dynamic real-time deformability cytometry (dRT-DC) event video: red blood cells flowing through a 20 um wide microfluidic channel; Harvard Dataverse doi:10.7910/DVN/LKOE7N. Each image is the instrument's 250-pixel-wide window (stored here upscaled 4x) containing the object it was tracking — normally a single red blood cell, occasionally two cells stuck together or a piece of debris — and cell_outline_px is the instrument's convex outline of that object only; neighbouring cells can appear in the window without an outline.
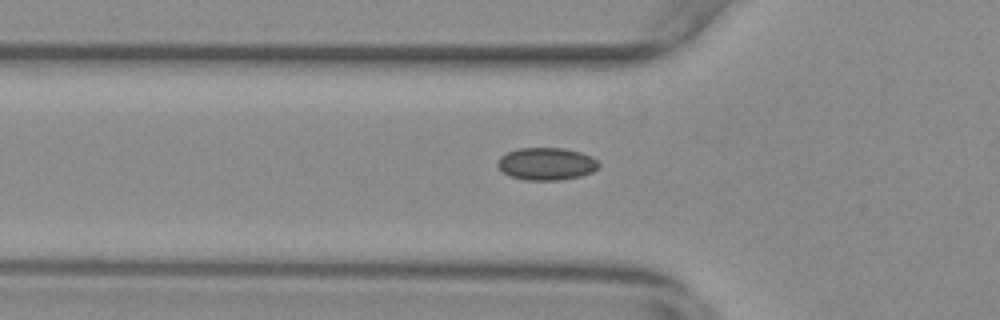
{"species": "common noctule bat (a hibernating species)", "species_latin": "Nyctalus noctula", "temperature_condition": "warm", "stored_images_in_passage": 40, "segment_of_instrument_passage": [1, 2], "camera_frame_rate_fps": 3000, "um_per_image_px": 0.085, "animal": {"sex": "female", "body_mass_g": 29.2, "forearm_length_mm": 56.3}, "frame": {"image": 1, "passage_image": 2, "time_ms": 0.333, "image_size_px": [1000, 320], "cell_outline_px": [[600, 168], [592, 172], [580, 176], [560, 180], [524, 180], [512, 176], [504, 172], [496, 164], [500, 156], [508, 152], [520, 148], [564, 148], [580, 152], [592, 156], [600, 164]], "centroid_in_image_um": [46.48, 13.92], "position_along_channel_um": 79.3, "area_um2": 19.13}}
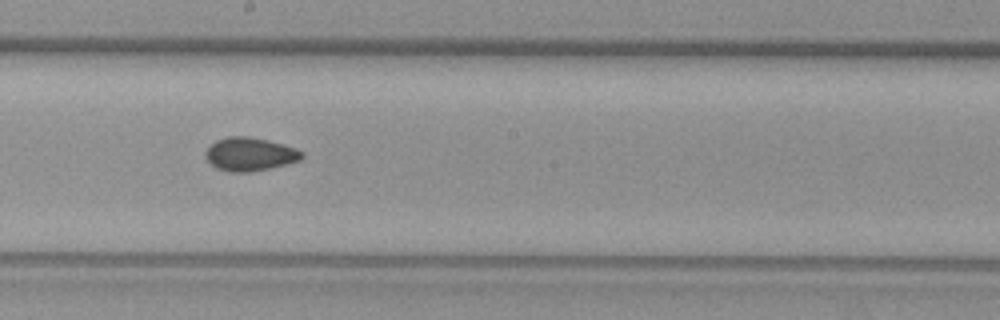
{"frame": {"image": 2, "passage_image": 14, "time_ms": 4.333, "image_size_px": [1000, 320], "cell_outline_px": [[304, 156], [300, 160], [252, 172], [228, 172], [216, 168], [204, 156], [204, 152], [216, 140], [228, 136], [248, 136], [268, 140], [296, 148], [304, 152]], "centroid_in_image_um": [21.23, 13.1], "position_along_channel_um": 227.0, "area_um2": 18.73}}
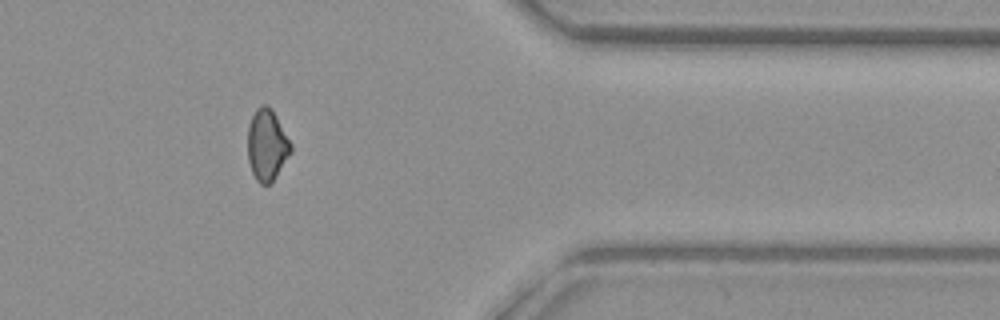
{"frame": {"image": 3, "passage_image": 29, "time_ms": 9.333, "image_size_px": [1000, 320], "cell_outline_px": [[292, 152], [272, 184], [260, 184], [256, 180], [252, 172], [248, 160], [248, 124], [256, 108], [260, 104], [268, 104], [272, 108], [292, 144]], "centroid_in_image_um": [22.7, 12.32], "position_along_channel_um": 388.7, "area_um2": 18.32}}